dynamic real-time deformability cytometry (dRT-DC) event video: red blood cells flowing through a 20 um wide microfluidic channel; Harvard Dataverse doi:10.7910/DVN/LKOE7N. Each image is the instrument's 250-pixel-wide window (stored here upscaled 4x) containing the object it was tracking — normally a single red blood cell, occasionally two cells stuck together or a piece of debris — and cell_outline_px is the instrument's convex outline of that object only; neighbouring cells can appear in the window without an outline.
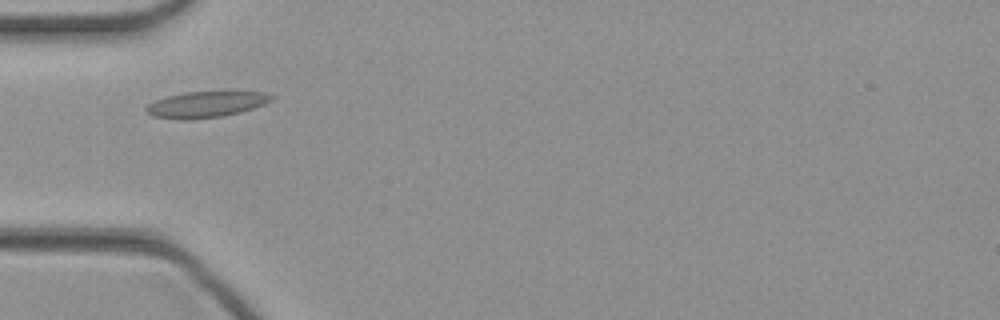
{"species": "common noctule bat (a hibernating species)", "species_latin": "Nyctalus noctula", "temperature_condition": "cold", "stored_images_in_passage": 25, "camera_frame_rate_fps": 3000, "um_per_image_px": 0.085, "animal": {"sex": "female", "body_mass_g": 21.9}, "frame": {"image": 1, "passage_image": 1, "time_ms": 0.0, "image_size_px": [1000, 320], "cell_outline_px": [[276, 96], [272, 100], [264, 104], [240, 112], [220, 116], [188, 120], [180, 120], [152, 116], [144, 108], [148, 104], [156, 100], [168, 96], [184, 92], [264, 92]], "centroid_in_image_um": [17.5, 8.88], "position_along_channel_um": 67.5, "area_um2": 18.84}}
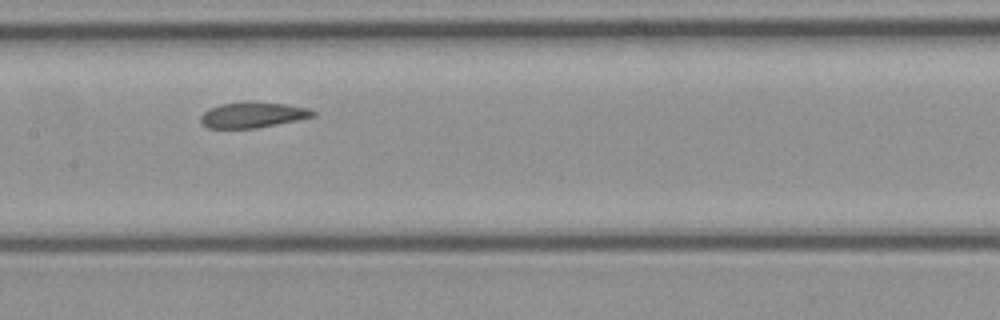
{"frame": {"image": 2, "passage_image": 9, "time_ms": 2.667, "image_size_px": [1000, 320], "cell_outline_px": [[316, 116], [300, 120], [256, 128], [208, 128], [200, 124], [200, 116], [208, 108], [220, 104], [284, 104], [308, 108], [316, 112]], "centroid_in_image_um": [21.47, 9.81], "position_along_channel_um": 185.9, "area_um2": 16.24}}
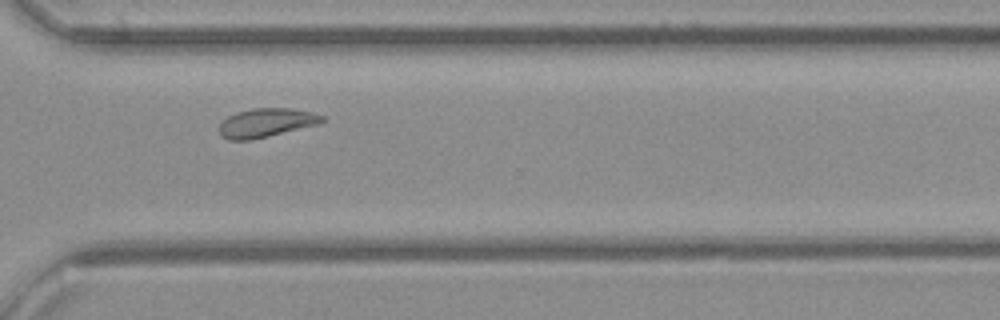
{"frame": {"image": 3, "passage_image": 20, "time_ms": 6.333, "image_size_px": [1000, 320], "cell_outline_px": [[324, 120], [320, 124], [252, 140], [228, 140], [220, 136], [220, 124], [228, 116], [236, 112], [256, 108], [292, 108], [312, 112], [324, 116]], "centroid_in_image_um": [22.64, 10.44], "position_along_channel_um": 348.0, "area_um2": 17.34}}